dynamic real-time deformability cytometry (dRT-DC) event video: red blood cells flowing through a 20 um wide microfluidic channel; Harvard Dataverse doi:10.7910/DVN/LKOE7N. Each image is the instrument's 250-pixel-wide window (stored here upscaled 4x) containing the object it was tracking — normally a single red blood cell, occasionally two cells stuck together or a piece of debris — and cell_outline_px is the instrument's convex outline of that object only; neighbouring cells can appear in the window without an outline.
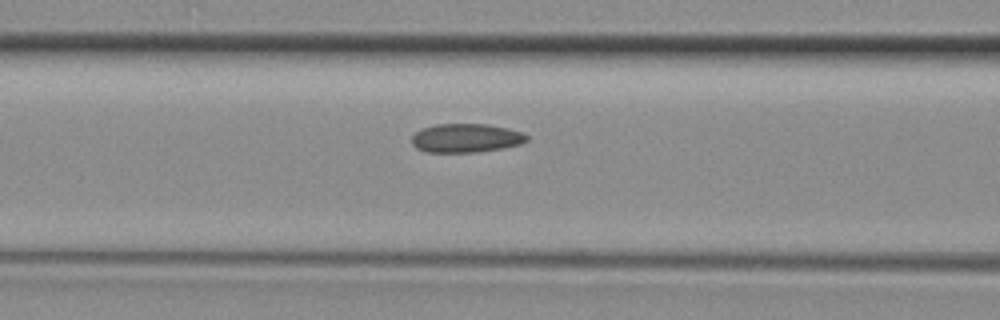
{"species": "common noctule bat (a hibernating species)", "species_latin": "Nyctalus noctula", "temperature_condition": "room temperature", "stored_images_in_passage": 10, "camera_frame_rate_fps": 3000, "um_per_image_px": 0.085, "animal": {"sex": "female", "body_mass_g": 29.2, "forearm_length_mm": 56.3}, "frame": {"image": 1, "passage_image": 6, "time_ms": 1.667, "image_size_px": [1000, 320], "cell_outline_px": [[528, 140], [520, 144], [504, 148], [476, 152], [424, 152], [416, 148], [412, 144], [412, 136], [420, 128], [436, 124], [488, 124], [508, 128], [524, 132], [528, 136]], "centroid_in_image_um": [39.61, 11.73], "position_along_channel_um": 127.0, "area_um2": 19.54}}
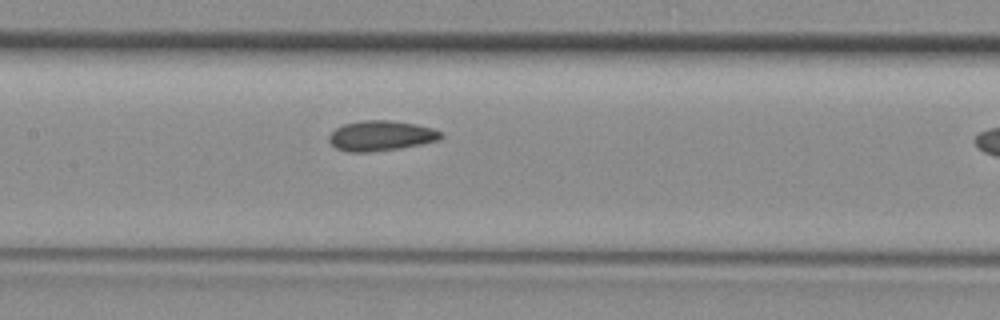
{"frame": {"image": 2, "passage_image": 9, "time_ms": 2.667, "image_size_px": [1000, 320], "cell_outline_px": [[444, 136], [440, 140], [400, 148], [368, 152], [348, 152], [336, 148], [328, 140], [328, 136], [336, 128], [344, 124], [364, 120], [388, 120], [416, 124], [432, 128], [440, 132]], "centroid_in_image_um": [32.37, 11.54], "position_along_channel_um": 175.0, "area_um2": 19.59}}